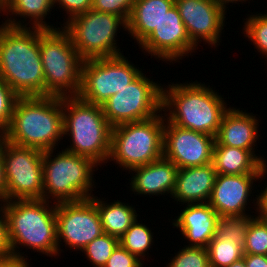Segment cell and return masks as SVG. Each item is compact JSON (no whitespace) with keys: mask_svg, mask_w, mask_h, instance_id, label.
<instances>
[{"mask_svg":"<svg viewBox=\"0 0 267 267\" xmlns=\"http://www.w3.org/2000/svg\"><path fill=\"white\" fill-rule=\"evenodd\" d=\"M164 86L162 111L167 122L216 136L224 114L231 107L227 106L230 104L224 100L226 98L207 83L197 80L191 83L172 82Z\"/></svg>","mask_w":267,"mask_h":267,"instance_id":"obj_1","label":"cell"},{"mask_svg":"<svg viewBox=\"0 0 267 267\" xmlns=\"http://www.w3.org/2000/svg\"><path fill=\"white\" fill-rule=\"evenodd\" d=\"M0 77L18 96H45L40 28H15L0 22Z\"/></svg>","mask_w":267,"mask_h":267,"instance_id":"obj_2","label":"cell"},{"mask_svg":"<svg viewBox=\"0 0 267 267\" xmlns=\"http://www.w3.org/2000/svg\"><path fill=\"white\" fill-rule=\"evenodd\" d=\"M1 137L20 147L57 149L64 139L62 97L19 96Z\"/></svg>","mask_w":267,"mask_h":267,"instance_id":"obj_3","label":"cell"},{"mask_svg":"<svg viewBox=\"0 0 267 267\" xmlns=\"http://www.w3.org/2000/svg\"><path fill=\"white\" fill-rule=\"evenodd\" d=\"M0 205L5 212L14 257L29 259L24 251L20 252L23 246L39 255L59 258L56 203L44 199H17L2 201Z\"/></svg>","mask_w":267,"mask_h":267,"instance_id":"obj_4","label":"cell"},{"mask_svg":"<svg viewBox=\"0 0 267 267\" xmlns=\"http://www.w3.org/2000/svg\"><path fill=\"white\" fill-rule=\"evenodd\" d=\"M62 109L64 138L71 139L65 150L91 158L100 167L106 166L111 151L112 126L104 116L102 105L71 96L62 97Z\"/></svg>","mask_w":267,"mask_h":267,"instance_id":"obj_5","label":"cell"},{"mask_svg":"<svg viewBox=\"0 0 267 267\" xmlns=\"http://www.w3.org/2000/svg\"><path fill=\"white\" fill-rule=\"evenodd\" d=\"M55 150L43 153V199L60 203L91 198L99 165L86 156Z\"/></svg>","mask_w":267,"mask_h":267,"instance_id":"obj_6","label":"cell"},{"mask_svg":"<svg viewBox=\"0 0 267 267\" xmlns=\"http://www.w3.org/2000/svg\"><path fill=\"white\" fill-rule=\"evenodd\" d=\"M40 56L45 79V96H77L81 88L84 60L63 28L40 29Z\"/></svg>","mask_w":267,"mask_h":267,"instance_id":"obj_7","label":"cell"},{"mask_svg":"<svg viewBox=\"0 0 267 267\" xmlns=\"http://www.w3.org/2000/svg\"><path fill=\"white\" fill-rule=\"evenodd\" d=\"M164 114L150 119L128 122L112 127L111 151L113 161L127 171L149 164L163 156Z\"/></svg>","mask_w":267,"mask_h":267,"instance_id":"obj_8","label":"cell"},{"mask_svg":"<svg viewBox=\"0 0 267 267\" xmlns=\"http://www.w3.org/2000/svg\"><path fill=\"white\" fill-rule=\"evenodd\" d=\"M62 27L83 60L123 54L117 45V35L122 28L127 31V22L118 15L90 9L72 17Z\"/></svg>","mask_w":267,"mask_h":267,"instance_id":"obj_9","label":"cell"},{"mask_svg":"<svg viewBox=\"0 0 267 267\" xmlns=\"http://www.w3.org/2000/svg\"><path fill=\"white\" fill-rule=\"evenodd\" d=\"M136 66L124 54L84 60L77 96L85 102L103 105L143 71Z\"/></svg>","mask_w":267,"mask_h":267,"instance_id":"obj_10","label":"cell"},{"mask_svg":"<svg viewBox=\"0 0 267 267\" xmlns=\"http://www.w3.org/2000/svg\"><path fill=\"white\" fill-rule=\"evenodd\" d=\"M43 153L36 148L16 146L1 137L5 201L43 199Z\"/></svg>","mask_w":267,"mask_h":267,"instance_id":"obj_11","label":"cell"},{"mask_svg":"<svg viewBox=\"0 0 267 267\" xmlns=\"http://www.w3.org/2000/svg\"><path fill=\"white\" fill-rule=\"evenodd\" d=\"M149 78L142 71L102 105L104 116L112 127L147 120L162 112L163 85L153 81L151 76Z\"/></svg>","mask_w":267,"mask_h":267,"instance_id":"obj_12","label":"cell"},{"mask_svg":"<svg viewBox=\"0 0 267 267\" xmlns=\"http://www.w3.org/2000/svg\"><path fill=\"white\" fill-rule=\"evenodd\" d=\"M56 223L59 256L63 251L62 241L71 252L81 251L104 233L95 195L79 201L56 203Z\"/></svg>","mask_w":267,"mask_h":267,"instance_id":"obj_13","label":"cell"},{"mask_svg":"<svg viewBox=\"0 0 267 267\" xmlns=\"http://www.w3.org/2000/svg\"><path fill=\"white\" fill-rule=\"evenodd\" d=\"M138 47L145 55H150L151 58L154 56L156 60L167 64L180 62L179 60L198 50L190 40L176 5L163 16L159 25Z\"/></svg>","mask_w":267,"mask_h":267,"instance_id":"obj_14","label":"cell"},{"mask_svg":"<svg viewBox=\"0 0 267 267\" xmlns=\"http://www.w3.org/2000/svg\"><path fill=\"white\" fill-rule=\"evenodd\" d=\"M215 137L173 125L165 120L163 156L178 169L212 163Z\"/></svg>","mask_w":267,"mask_h":267,"instance_id":"obj_15","label":"cell"},{"mask_svg":"<svg viewBox=\"0 0 267 267\" xmlns=\"http://www.w3.org/2000/svg\"><path fill=\"white\" fill-rule=\"evenodd\" d=\"M175 5L190 40L197 47L202 41L212 48L220 45L227 12L215 0H175Z\"/></svg>","mask_w":267,"mask_h":267,"instance_id":"obj_16","label":"cell"},{"mask_svg":"<svg viewBox=\"0 0 267 267\" xmlns=\"http://www.w3.org/2000/svg\"><path fill=\"white\" fill-rule=\"evenodd\" d=\"M266 177V174H217L208 203L219 216L235 217L249 215L251 214L249 212L251 211L249 210L250 206H252L251 203L254 204L253 209L256 211L257 197L252 200V197L255 196L252 191L254 192L257 189L256 181L260 180V184Z\"/></svg>","mask_w":267,"mask_h":267,"instance_id":"obj_17","label":"cell"},{"mask_svg":"<svg viewBox=\"0 0 267 267\" xmlns=\"http://www.w3.org/2000/svg\"><path fill=\"white\" fill-rule=\"evenodd\" d=\"M240 110V107H230L224 114L219 130L215 136V141L219 145L229 147H237L249 150L263 165L266 167L267 175V159L260 156L257 149V140L259 139L260 119L257 114ZM259 130V131H258ZM256 147V148H255ZM257 150V151H256ZM257 155H256V154Z\"/></svg>","mask_w":267,"mask_h":267,"instance_id":"obj_18","label":"cell"},{"mask_svg":"<svg viewBox=\"0 0 267 267\" xmlns=\"http://www.w3.org/2000/svg\"><path fill=\"white\" fill-rule=\"evenodd\" d=\"M171 220L172 225L181 232L185 246L207 248L216 234L217 220L220 217L208 203L185 204L178 216Z\"/></svg>","mask_w":267,"mask_h":267,"instance_id":"obj_19","label":"cell"},{"mask_svg":"<svg viewBox=\"0 0 267 267\" xmlns=\"http://www.w3.org/2000/svg\"><path fill=\"white\" fill-rule=\"evenodd\" d=\"M178 168L176 165L162 156L144 166L135 167L129 170L130 173V191L135 195H144V197L171 195L175 188L176 175ZM134 172V173H133ZM134 174V175H133ZM149 195V196H148Z\"/></svg>","mask_w":267,"mask_h":267,"instance_id":"obj_20","label":"cell"},{"mask_svg":"<svg viewBox=\"0 0 267 267\" xmlns=\"http://www.w3.org/2000/svg\"><path fill=\"white\" fill-rule=\"evenodd\" d=\"M216 176L213 163L178 169L172 200L177 201V205L208 202Z\"/></svg>","mask_w":267,"mask_h":267,"instance_id":"obj_21","label":"cell"},{"mask_svg":"<svg viewBox=\"0 0 267 267\" xmlns=\"http://www.w3.org/2000/svg\"><path fill=\"white\" fill-rule=\"evenodd\" d=\"M53 10V0H4L3 15L0 16L6 15L7 19L3 18L2 21L9 27L56 29L57 25L55 27L54 24L50 25L49 21H45L49 14L52 15Z\"/></svg>","mask_w":267,"mask_h":267,"instance_id":"obj_22","label":"cell"},{"mask_svg":"<svg viewBox=\"0 0 267 267\" xmlns=\"http://www.w3.org/2000/svg\"><path fill=\"white\" fill-rule=\"evenodd\" d=\"M174 5L175 0H136L127 22L128 37L140 45Z\"/></svg>","mask_w":267,"mask_h":267,"instance_id":"obj_23","label":"cell"},{"mask_svg":"<svg viewBox=\"0 0 267 267\" xmlns=\"http://www.w3.org/2000/svg\"><path fill=\"white\" fill-rule=\"evenodd\" d=\"M214 168L217 174H266V167L249 150L219 145L213 149Z\"/></svg>","mask_w":267,"mask_h":267,"instance_id":"obj_24","label":"cell"},{"mask_svg":"<svg viewBox=\"0 0 267 267\" xmlns=\"http://www.w3.org/2000/svg\"><path fill=\"white\" fill-rule=\"evenodd\" d=\"M101 198L96 196V207L103 231L106 234L120 238L140 216L135 210L137 208L132 204L130 206L129 202H122V200L117 199V201L108 202L106 198Z\"/></svg>","mask_w":267,"mask_h":267,"instance_id":"obj_25","label":"cell"},{"mask_svg":"<svg viewBox=\"0 0 267 267\" xmlns=\"http://www.w3.org/2000/svg\"><path fill=\"white\" fill-rule=\"evenodd\" d=\"M153 233L152 229L145 223H142V221H138L137 218L128 230L119 238V244L144 262L145 259L148 260V252L150 248L152 249L151 246L155 243L153 240Z\"/></svg>","mask_w":267,"mask_h":267,"instance_id":"obj_26","label":"cell"},{"mask_svg":"<svg viewBox=\"0 0 267 267\" xmlns=\"http://www.w3.org/2000/svg\"><path fill=\"white\" fill-rule=\"evenodd\" d=\"M207 250L210 267H228L244 256L241 245L234 240L219 238L216 235L210 240Z\"/></svg>","mask_w":267,"mask_h":267,"instance_id":"obj_27","label":"cell"},{"mask_svg":"<svg viewBox=\"0 0 267 267\" xmlns=\"http://www.w3.org/2000/svg\"><path fill=\"white\" fill-rule=\"evenodd\" d=\"M249 15L246 16V19H243L242 34L246 39L248 38L251 44L253 43L254 49L260 53V56L267 59V13L257 12L253 14L251 12V15Z\"/></svg>","mask_w":267,"mask_h":267,"instance_id":"obj_28","label":"cell"},{"mask_svg":"<svg viewBox=\"0 0 267 267\" xmlns=\"http://www.w3.org/2000/svg\"><path fill=\"white\" fill-rule=\"evenodd\" d=\"M254 215L246 216H220L217 220L216 236L228 240H234L236 243L244 247L246 241L247 230L250 221Z\"/></svg>","mask_w":267,"mask_h":267,"instance_id":"obj_29","label":"cell"},{"mask_svg":"<svg viewBox=\"0 0 267 267\" xmlns=\"http://www.w3.org/2000/svg\"><path fill=\"white\" fill-rule=\"evenodd\" d=\"M119 245V238L103 233L87 244L81 252L93 267H103L115 248Z\"/></svg>","mask_w":267,"mask_h":267,"instance_id":"obj_30","label":"cell"},{"mask_svg":"<svg viewBox=\"0 0 267 267\" xmlns=\"http://www.w3.org/2000/svg\"><path fill=\"white\" fill-rule=\"evenodd\" d=\"M180 249L172 255L166 267H210L207 248L184 245Z\"/></svg>","mask_w":267,"mask_h":267,"instance_id":"obj_31","label":"cell"},{"mask_svg":"<svg viewBox=\"0 0 267 267\" xmlns=\"http://www.w3.org/2000/svg\"><path fill=\"white\" fill-rule=\"evenodd\" d=\"M243 252L267 256V223L256 216L250 221Z\"/></svg>","mask_w":267,"mask_h":267,"instance_id":"obj_32","label":"cell"},{"mask_svg":"<svg viewBox=\"0 0 267 267\" xmlns=\"http://www.w3.org/2000/svg\"><path fill=\"white\" fill-rule=\"evenodd\" d=\"M18 95L0 77V134L9 126Z\"/></svg>","mask_w":267,"mask_h":267,"instance_id":"obj_33","label":"cell"},{"mask_svg":"<svg viewBox=\"0 0 267 267\" xmlns=\"http://www.w3.org/2000/svg\"><path fill=\"white\" fill-rule=\"evenodd\" d=\"M136 0H92V8L98 12L122 17L128 22Z\"/></svg>","mask_w":267,"mask_h":267,"instance_id":"obj_34","label":"cell"},{"mask_svg":"<svg viewBox=\"0 0 267 267\" xmlns=\"http://www.w3.org/2000/svg\"><path fill=\"white\" fill-rule=\"evenodd\" d=\"M144 263L119 244L103 267H143Z\"/></svg>","mask_w":267,"mask_h":267,"instance_id":"obj_35","label":"cell"},{"mask_svg":"<svg viewBox=\"0 0 267 267\" xmlns=\"http://www.w3.org/2000/svg\"><path fill=\"white\" fill-rule=\"evenodd\" d=\"M54 7L61 8L65 13L66 19L60 24L61 27L68 22L72 17L89 11L92 8V0H53ZM64 9V10H63Z\"/></svg>","mask_w":267,"mask_h":267,"instance_id":"obj_36","label":"cell"},{"mask_svg":"<svg viewBox=\"0 0 267 267\" xmlns=\"http://www.w3.org/2000/svg\"><path fill=\"white\" fill-rule=\"evenodd\" d=\"M14 257L9 238H8V225L5 212L0 205V260Z\"/></svg>","mask_w":267,"mask_h":267,"instance_id":"obj_37","label":"cell"},{"mask_svg":"<svg viewBox=\"0 0 267 267\" xmlns=\"http://www.w3.org/2000/svg\"><path fill=\"white\" fill-rule=\"evenodd\" d=\"M265 188L259 192L257 197V206H256V212L251 213H256L255 215L260 221L267 223V183L265 184Z\"/></svg>","mask_w":267,"mask_h":267,"instance_id":"obj_38","label":"cell"},{"mask_svg":"<svg viewBox=\"0 0 267 267\" xmlns=\"http://www.w3.org/2000/svg\"><path fill=\"white\" fill-rule=\"evenodd\" d=\"M246 267H267V256L260 254H244Z\"/></svg>","mask_w":267,"mask_h":267,"instance_id":"obj_39","label":"cell"},{"mask_svg":"<svg viewBox=\"0 0 267 267\" xmlns=\"http://www.w3.org/2000/svg\"><path fill=\"white\" fill-rule=\"evenodd\" d=\"M30 260L18 257H12L4 260H0V267H32Z\"/></svg>","mask_w":267,"mask_h":267,"instance_id":"obj_40","label":"cell"},{"mask_svg":"<svg viewBox=\"0 0 267 267\" xmlns=\"http://www.w3.org/2000/svg\"><path fill=\"white\" fill-rule=\"evenodd\" d=\"M6 182L4 177V162L1 155V136H0V203L5 201Z\"/></svg>","mask_w":267,"mask_h":267,"instance_id":"obj_41","label":"cell"},{"mask_svg":"<svg viewBox=\"0 0 267 267\" xmlns=\"http://www.w3.org/2000/svg\"><path fill=\"white\" fill-rule=\"evenodd\" d=\"M226 12L227 10H229V8L227 7L228 5H230L229 3L233 4H241V3H246V1H248V3H250V0H215ZM241 2V3H239ZM228 8V9H227Z\"/></svg>","mask_w":267,"mask_h":267,"instance_id":"obj_42","label":"cell"},{"mask_svg":"<svg viewBox=\"0 0 267 267\" xmlns=\"http://www.w3.org/2000/svg\"><path fill=\"white\" fill-rule=\"evenodd\" d=\"M228 267H246V264H245V260L244 258L236 261V262H233L230 266Z\"/></svg>","mask_w":267,"mask_h":267,"instance_id":"obj_43","label":"cell"},{"mask_svg":"<svg viewBox=\"0 0 267 267\" xmlns=\"http://www.w3.org/2000/svg\"><path fill=\"white\" fill-rule=\"evenodd\" d=\"M1 12H3V2L0 0V14H3Z\"/></svg>","mask_w":267,"mask_h":267,"instance_id":"obj_44","label":"cell"}]
</instances>
